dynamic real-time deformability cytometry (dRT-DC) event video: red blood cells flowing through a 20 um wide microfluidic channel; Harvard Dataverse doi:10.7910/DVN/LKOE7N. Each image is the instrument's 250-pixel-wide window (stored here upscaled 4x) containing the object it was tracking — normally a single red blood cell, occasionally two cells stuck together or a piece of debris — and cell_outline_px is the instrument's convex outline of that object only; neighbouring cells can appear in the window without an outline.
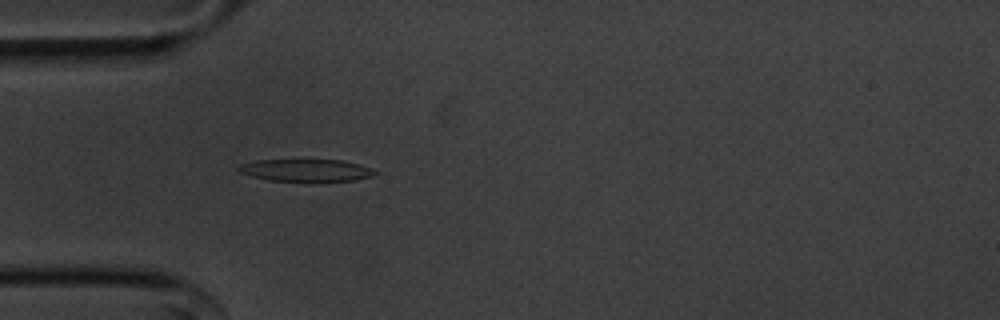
{"species": "common noctule bat (a hibernating species)", "species_latin": "Nyctalus noctula", "temperature_condition": "cold", "stored_images_in_passage": 55, "camera_frame_rate_fps": 3000, "um_per_image_px": 0.085, "animal": {"sex": "male", "body_mass_g": 20.1, "forearm_length_mm": 53.5}, "frame": {"image": 1, "passage_image": 16, "time_ms": 5.0, "image_size_px": [1000, 320], "cell_outline_px": [[376, 172], [372, 176], [356, 180], [308, 184], [268, 180], [252, 176], [240, 172], [236, 168], [240, 164], [256, 160], [344, 160], [360, 164], [372, 168]], "centroid_in_image_um": [26.04, 14.52], "position_along_channel_um": 59.0, "area_um2": 18.61}}
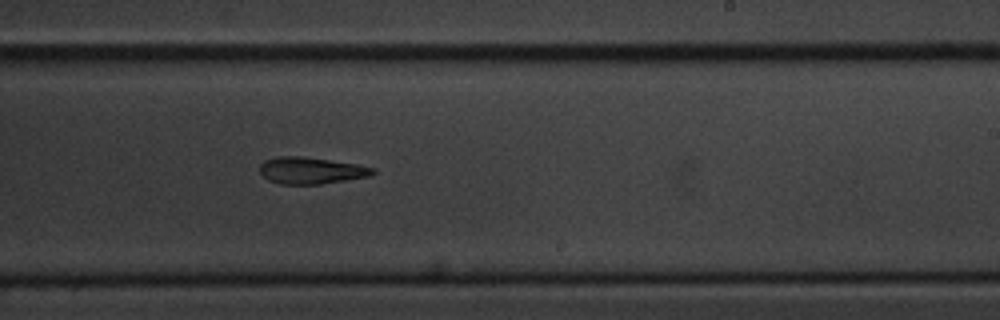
{"frame": {"image": 2, "passage_image": 33, "time_ms": 10.667, "image_size_px": [1000, 320], "cell_outline_px": [[376, 172], [372, 176], [320, 184], [280, 184], [268, 180], [260, 172], [260, 164], [264, 160], [276, 156], [300, 156], [356, 164], [376, 168]], "centroid_in_image_um": [26.45, 14.49], "position_along_channel_um": 262.6, "area_um2": 17.63}}
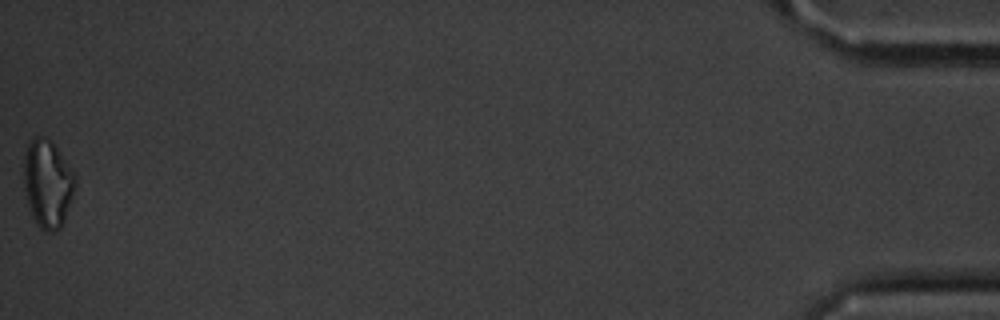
{"frame": {"image": 3, "passage_image": 55, "time_ms": 18.0, "image_size_px": [1000, 320], "cell_outline_px": [[76, 184], [64, 220], [60, 228], [56, 232], [44, 232], [36, 224], [32, 216], [24, 192], [24, 156], [28, 144], [32, 136], [44, 136], [52, 140], [76, 172]], "centroid_in_image_um": [4.06, 15.57], "position_along_channel_um": 431.1, "area_um2": 26.88}, "authors_computed_cell_mechanics": {"area_um2": 18.6116, "velocity_mm_per_s": 3.634, "shape_relaxation_time_tau1_ms": 5.325, "shape_relaxation_time_tau2_ms": null, "deformation_change_tau1": 0.1397, "deformation_change_tau2": null}}